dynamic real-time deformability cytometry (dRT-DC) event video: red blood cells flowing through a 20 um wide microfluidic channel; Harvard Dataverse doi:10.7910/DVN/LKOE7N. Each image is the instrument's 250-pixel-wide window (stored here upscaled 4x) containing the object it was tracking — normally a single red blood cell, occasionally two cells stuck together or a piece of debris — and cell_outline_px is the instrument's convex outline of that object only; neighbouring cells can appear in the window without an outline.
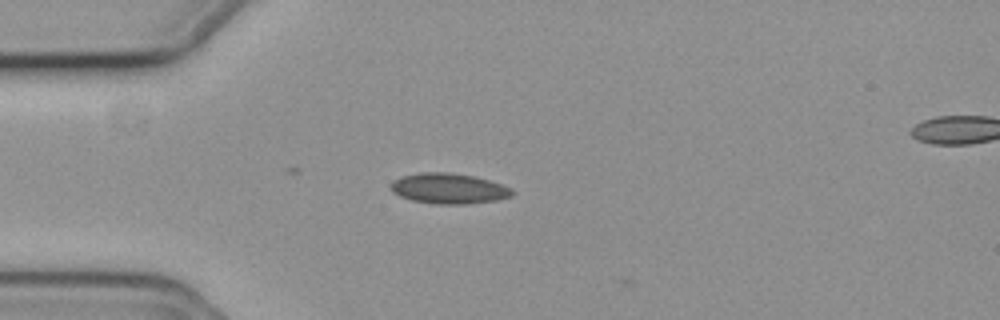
{"species": "common noctule bat (a hibernating species)", "species_latin": "Nyctalus noctula", "temperature_condition": "cold", "stored_images_in_passage": 3, "camera_frame_rate_fps": 3000, "um_per_image_px": 0.085, "animal": {"sex": "female", "body_mass_g": 19.3, "forearm_length_mm": 54.1}, "frame": {"image": 1, "passage_image": 1, "time_ms": 0.0, "image_size_px": [1000, 320], "cell_outline_px": [[516, 192], [512, 196], [496, 200], [468, 204], [432, 204], [412, 200], [400, 196], [392, 192], [388, 188], [392, 180], [404, 176], [420, 172], [448, 172], [472, 176], [504, 184], [512, 188]], "centroid_in_image_um": [38.14, 16.03], "position_along_channel_um": 46.9, "area_um2": 21.79}}